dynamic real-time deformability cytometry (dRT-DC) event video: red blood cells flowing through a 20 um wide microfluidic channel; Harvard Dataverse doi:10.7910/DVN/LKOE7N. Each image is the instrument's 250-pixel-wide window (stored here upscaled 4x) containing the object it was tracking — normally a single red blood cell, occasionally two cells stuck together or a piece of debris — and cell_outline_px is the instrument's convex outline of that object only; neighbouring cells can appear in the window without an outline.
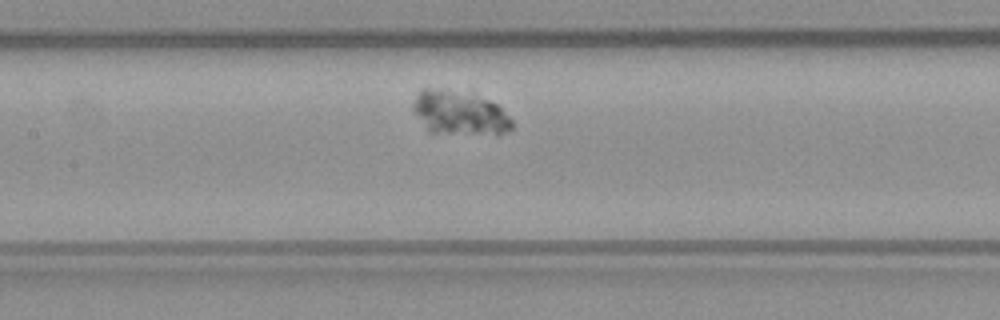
{"species": "common noctule bat (a hibernating species)", "species_latin": "Nyctalus noctula", "temperature_condition": "warm", "stored_images_in_passage": 39, "camera_frame_rate_fps": 3000, "um_per_image_px": 0.085, "animal": {"sex": "male", "body_mass_g": 23.1, "forearm_length_mm": 52.7}, "frame": {"image": 1, "passage_image": 12, "time_ms": 3.667, "image_size_px": [1000, 320], "cell_outline_px": [[512, 128], [508, 132], [500, 136], [496, 136], [428, 132], [412, 112], [412, 104], [420, 88], [472, 88], [496, 104], [512, 120]], "centroid_in_image_um": [39.07, 9.56], "position_along_channel_um": 168.3, "area_um2": 27.17}}